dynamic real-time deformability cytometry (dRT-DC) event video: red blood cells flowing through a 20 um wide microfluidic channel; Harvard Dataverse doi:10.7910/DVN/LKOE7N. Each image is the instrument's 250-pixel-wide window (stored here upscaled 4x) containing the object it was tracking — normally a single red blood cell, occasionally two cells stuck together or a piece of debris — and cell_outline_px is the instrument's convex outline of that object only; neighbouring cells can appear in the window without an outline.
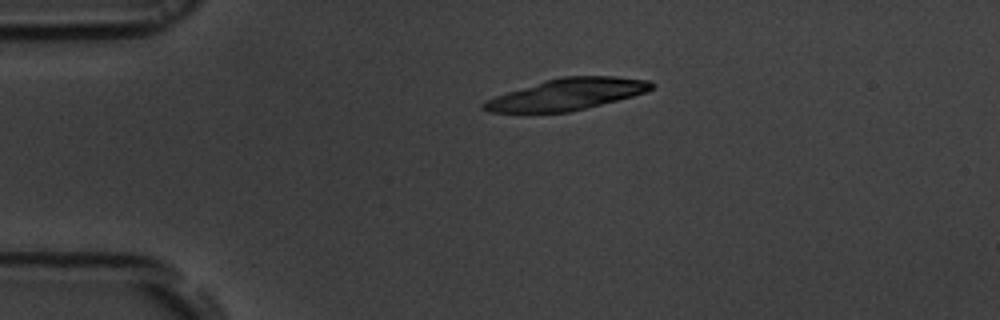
{"species": "common noctule bat (a hibernating species)", "species_latin": "Nyctalus noctula", "temperature_condition": "room temperature", "stored_images_in_passage": 42, "camera_frame_rate_fps": 3000, "um_per_image_px": 0.085, "animal": {"sex": "male", "body_mass_g": 19.5, "forearm_length_mm": 54.6}, "frame": {"image": 1, "passage_image": 1, "time_ms": 0.0, "image_size_px": [1000, 320], "cell_outline_px": [[656, 84], [652, 88], [644, 92], [632, 96], [568, 112], [488, 112], [480, 108], [480, 104], [484, 100], [544, 80], [560, 76], [616, 76], [648, 80]], "centroid_in_image_um": [48.15, 8.0], "position_along_channel_um": 36.8, "area_um2": 30.52}}